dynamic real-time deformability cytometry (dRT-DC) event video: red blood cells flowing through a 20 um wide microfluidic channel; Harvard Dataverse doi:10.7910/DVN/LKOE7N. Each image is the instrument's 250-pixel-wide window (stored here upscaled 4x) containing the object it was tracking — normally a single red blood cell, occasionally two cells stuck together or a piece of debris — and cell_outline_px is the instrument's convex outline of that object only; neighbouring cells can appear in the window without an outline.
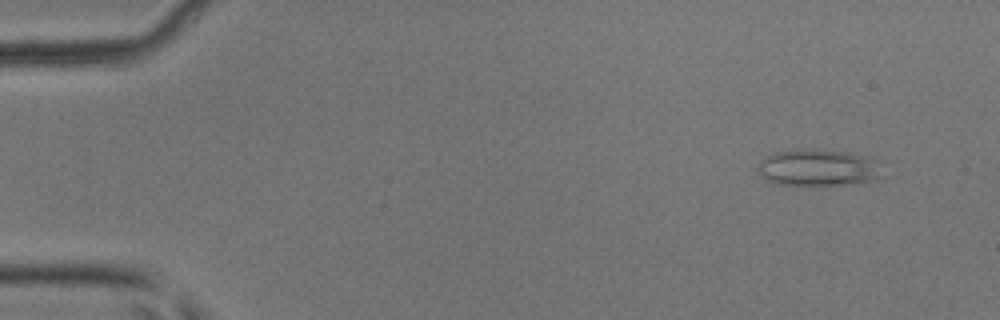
{"species": "common noctule bat (a hibernating species)", "species_latin": "Nyctalus noctula", "temperature_condition": "room temperature", "stored_images_in_passage": 6, "camera_frame_rate_fps": 3000, "um_per_image_px": 0.085, "animal": {"sex": "male", "body_mass_g": 17.9, "forearm_length_mm": 54.2}, "frame": {"image": 1, "passage_image": 2, "time_ms": 1.0, "image_size_px": [1000, 320], "cell_outline_px": [[888, 176], [876, 180], [844, 184], [772, 184], [760, 176], [760, 160], [764, 156], [772, 152], [848, 152], [864, 156]], "centroid_in_image_um": [69.53, 14.31], "position_along_channel_um": 15.5, "area_um2": 25.32}}
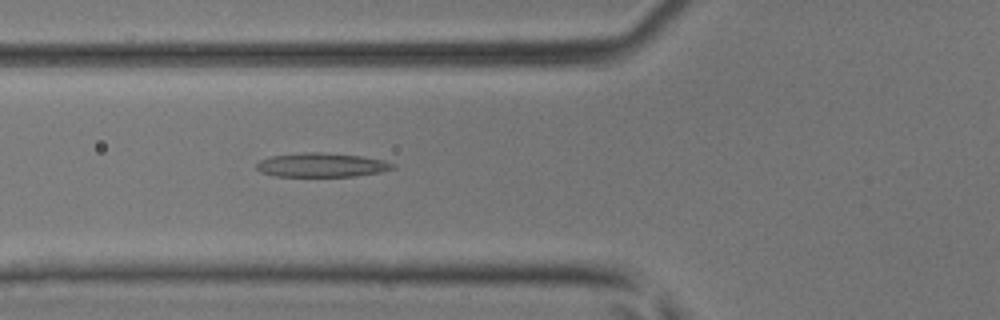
{"frame": {"image": 2, "passage_image": 6, "time_ms": 5.667, "image_size_px": [1000, 320], "cell_outline_px": [[396, 168], [380, 172], [356, 176], [272, 176], [260, 172], [256, 168], [256, 164], [260, 160], [272, 156], [304, 152], [320, 152], [360, 156], [384, 160], [396, 164]], "centroid_in_image_um": [27.34, 14.03], "position_along_channel_um": 98.5, "area_um2": 19.13}}